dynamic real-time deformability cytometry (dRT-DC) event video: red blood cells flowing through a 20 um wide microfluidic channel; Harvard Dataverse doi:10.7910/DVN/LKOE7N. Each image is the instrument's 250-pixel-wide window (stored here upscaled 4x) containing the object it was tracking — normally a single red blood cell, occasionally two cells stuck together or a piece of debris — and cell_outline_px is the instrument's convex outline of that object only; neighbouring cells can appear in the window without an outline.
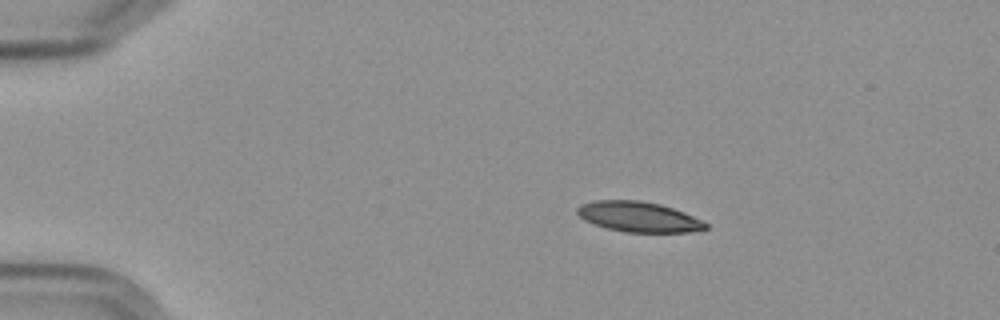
{"species": "Egyptian fruit bat (a non-hibernating species)", "species_latin": "Rousettus aegyptiacus", "temperature_condition": "cold", "stored_images_in_passage": 4, "camera_frame_rate_fps": 3000, "um_per_image_px": 0.085, "frame": {"image": 1, "passage_image": 2, "time_ms": 1.333, "image_size_px": [1000, 320], "cell_outline_px": [[708, 228], [688, 232], [624, 232], [608, 228], [584, 220], [576, 212], [576, 208], [580, 204], [592, 200], [640, 200], [660, 204], [684, 212], [704, 220], [708, 224]], "centroid_in_image_um": [54.29, 18.42], "position_along_channel_um": 30.7, "area_um2": 22.72}}